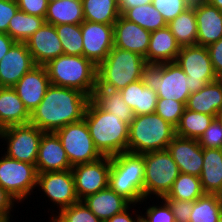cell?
<instances>
[{
    "label": "cell",
    "mask_w": 222,
    "mask_h": 222,
    "mask_svg": "<svg viewBox=\"0 0 222 222\" xmlns=\"http://www.w3.org/2000/svg\"><path fill=\"white\" fill-rule=\"evenodd\" d=\"M58 37L66 55L83 56L81 24L55 25Z\"/></svg>",
    "instance_id": "obj_38"
},
{
    "label": "cell",
    "mask_w": 222,
    "mask_h": 222,
    "mask_svg": "<svg viewBox=\"0 0 222 222\" xmlns=\"http://www.w3.org/2000/svg\"><path fill=\"white\" fill-rule=\"evenodd\" d=\"M85 21L114 24L121 13L118 0H82Z\"/></svg>",
    "instance_id": "obj_31"
},
{
    "label": "cell",
    "mask_w": 222,
    "mask_h": 222,
    "mask_svg": "<svg viewBox=\"0 0 222 222\" xmlns=\"http://www.w3.org/2000/svg\"><path fill=\"white\" fill-rule=\"evenodd\" d=\"M175 136V127L158 114L137 115L129 125L127 152L144 154L166 150Z\"/></svg>",
    "instance_id": "obj_6"
},
{
    "label": "cell",
    "mask_w": 222,
    "mask_h": 222,
    "mask_svg": "<svg viewBox=\"0 0 222 222\" xmlns=\"http://www.w3.org/2000/svg\"><path fill=\"white\" fill-rule=\"evenodd\" d=\"M218 222H222V213L220 214V216L218 218Z\"/></svg>",
    "instance_id": "obj_56"
},
{
    "label": "cell",
    "mask_w": 222,
    "mask_h": 222,
    "mask_svg": "<svg viewBox=\"0 0 222 222\" xmlns=\"http://www.w3.org/2000/svg\"><path fill=\"white\" fill-rule=\"evenodd\" d=\"M186 108L195 112L212 115L216 118L222 108V79L206 84L188 97Z\"/></svg>",
    "instance_id": "obj_27"
},
{
    "label": "cell",
    "mask_w": 222,
    "mask_h": 222,
    "mask_svg": "<svg viewBox=\"0 0 222 222\" xmlns=\"http://www.w3.org/2000/svg\"><path fill=\"white\" fill-rule=\"evenodd\" d=\"M143 157L145 164L144 198L150 199L152 195H155L159 203V199L168 194L179 176L178 165L167 149L144 153Z\"/></svg>",
    "instance_id": "obj_8"
},
{
    "label": "cell",
    "mask_w": 222,
    "mask_h": 222,
    "mask_svg": "<svg viewBox=\"0 0 222 222\" xmlns=\"http://www.w3.org/2000/svg\"><path fill=\"white\" fill-rule=\"evenodd\" d=\"M20 11L36 15L45 19L47 14V0H16Z\"/></svg>",
    "instance_id": "obj_45"
},
{
    "label": "cell",
    "mask_w": 222,
    "mask_h": 222,
    "mask_svg": "<svg viewBox=\"0 0 222 222\" xmlns=\"http://www.w3.org/2000/svg\"><path fill=\"white\" fill-rule=\"evenodd\" d=\"M173 212L175 222H189L194 201L164 199Z\"/></svg>",
    "instance_id": "obj_44"
},
{
    "label": "cell",
    "mask_w": 222,
    "mask_h": 222,
    "mask_svg": "<svg viewBox=\"0 0 222 222\" xmlns=\"http://www.w3.org/2000/svg\"><path fill=\"white\" fill-rule=\"evenodd\" d=\"M50 222H100L101 220L96 217L86 206L83 201H79L67 208L57 212H50Z\"/></svg>",
    "instance_id": "obj_39"
},
{
    "label": "cell",
    "mask_w": 222,
    "mask_h": 222,
    "mask_svg": "<svg viewBox=\"0 0 222 222\" xmlns=\"http://www.w3.org/2000/svg\"><path fill=\"white\" fill-rule=\"evenodd\" d=\"M90 99L100 109L115 114L128 125H130L134 118L133 110L123 100L120 91L95 88Z\"/></svg>",
    "instance_id": "obj_30"
},
{
    "label": "cell",
    "mask_w": 222,
    "mask_h": 222,
    "mask_svg": "<svg viewBox=\"0 0 222 222\" xmlns=\"http://www.w3.org/2000/svg\"><path fill=\"white\" fill-rule=\"evenodd\" d=\"M143 154L122 152L111 156L108 186L130 204H142L144 198Z\"/></svg>",
    "instance_id": "obj_3"
},
{
    "label": "cell",
    "mask_w": 222,
    "mask_h": 222,
    "mask_svg": "<svg viewBox=\"0 0 222 222\" xmlns=\"http://www.w3.org/2000/svg\"><path fill=\"white\" fill-rule=\"evenodd\" d=\"M199 178L205 193L217 194L222 187V149L203 148V166Z\"/></svg>",
    "instance_id": "obj_28"
},
{
    "label": "cell",
    "mask_w": 222,
    "mask_h": 222,
    "mask_svg": "<svg viewBox=\"0 0 222 222\" xmlns=\"http://www.w3.org/2000/svg\"><path fill=\"white\" fill-rule=\"evenodd\" d=\"M16 43L7 33L0 32V60Z\"/></svg>",
    "instance_id": "obj_50"
},
{
    "label": "cell",
    "mask_w": 222,
    "mask_h": 222,
    "mask_svg": "<svg viewBox=\"0 0 222 222\" xmlns=\"http://www.w3.org/2000/svg\"><path fill=\"white\" fill-rule=\"evenodd\" d=\"M44 66L51 85L76 89L89 97L97 87V66L84 56L62 54Z\"/></svg>",
    "instance_id": "obj_4"
},
{
    "label": "cell",
    "mask_w": 222,
    "mask_h": 222,
    "mask_svg": "<svg viewBox=\"0 0 222 222\" xmlns=\"http://www.w3.org/2000/svg\"><path fill=\"white\" fill-rule=\"evenodd\" d=\"M37 188L44 192V197H47L54 207L57 205L59 211L79 202L71 169L38 173Z\"/></svg>",
    "instance_id": "obj_13"
},
{
    "label": "cell",
    "mask_w": 222,
    "mask_h": 222,
    "mask_svg": "<svg viewBox=\"0 0 222 222\" xmlns=\"http://www.w3.org/2000/svg\"><path fill=\"white\" fill-rule=\"evenodd\" d=\"M122 16L150 32L165 28L167 26L163 16L153 6L152 2L127 9Z\"/></svg>",
    "instance_id": "obj_34"
},
{
    "label": "cell",
    "mask_w": 222,
    "mask_h": 222,
    "mask_svg": "<svg viewBox=\"0 0 222 222\" xmlns=\"http://www.w3.org/2000/svg\"><path fill=\"white\" fill-rule=\"evenodd\" d=\"M145 58L138 53L113 47L97 66V89L120 91L142 79Z\"/></svg>",
    "instance_id": "obj_5"
},
{
    "label": "cell",
    "mask_w": 222,
    "mask_h": 222,
    "mask_svg": "<svg viewBox=\"0 0 222 222\" xmlns=\"http://www.w3.org/2000/svg\"><path fill=\"white\" fill-rule=\"evenodd\" d=\"M114 24H100L90 21L81 23L83 56L98 66L114 47Z\"/></svg>",
    "instance_id": "obj_15"
},
{
    "label": "cell",
    "mask_w": 222,
    "mask_h": 222,
    "mask_svg": "<svg viewBox=\"0 0 222 222\" xmlns=\"http://www.w3.org/2000/svg\"><path fill=\"white\" fill-rule=\"evenodd\" d=\"M142 81L157 93L158 98L172 99L185 106L191 94L188 76L176 62L146 64Z\"/></svg>",
    "instance_id": "obj_7"
},
{
    "label": "cell",
    "mask_w": 222,
    "mask_h": 222,
    "mask_svg": "<svg viewBox=\"0 0 222 222\" xmlns=\"http://www.w3.org/2000/svg\"><path fill=\"white\" fill-rule=\"evenodd\" d=\"M216 118L222 123V108L218 111Z\"/></svg>",
    "instance_id": "obj_54"
},
{
    "label": "cell",
    "mask_w": 222,
    "mask_h": 222,
    "mask_svg": "<svg viewBox=\"0 0 222 222\" xmlns=\"http://www.w3.org/2000/svg\"><path fill=\"white\" fill-rule=\"evenodd\" d=\"M187 1H189L191 4H194V3H199L205 0H187Z\"/></svg>",
    "instance_id": "obj_55"
},
{
    "label": "cell",
    "mask_w": 222,
    "mask_h": 222,
    "mask_svg": "<svg viewBox=\"0 0 222 222\" xmlns=\"http://www.w3.org/2000/svg\"><path fill=\"white\" fill-rule=\"evenodd\" d=\"M198 142L202 148L222 149V123L214 118Z\"/></svg>",
    "instance_id": "obj_43"
},
{
    "label": "cell",
    "mask_w": 222,
    "mask_h": 222,
    "mask_svg": "<svg viewBox=\"0 0 222 222\" xmlns=\"http://www.w3.org/2000/svg\"><path fill=\"white\" fill-rule=\"evenodd\" d=\"M44 131L34 125H12L0 130V139L6 141L4 154L12 159L36 164L39 143Z\"/></svg>",
    "instance_id": "obj_12"
},
{
    "label": "cell",
    "mask_w": 222,
    "mask_h": 222,
    "mask_svg": "<svg viewBox=\"0 0 222 222\" xmlns=\"http://www.w3.org/2000/svg\"><path fill=\"white\" fill-rule=\"evenodd\" d=\"M150 34V31L120 15L113 25L114 47L132 51L145 57L149 46Z\"/></svg>",
    "instance_id": "obj_21"
},
{
    "label": "cell",
    "mask_w": 222,
    "mask_h": 222,
    "mask_svg": "<svg viewBox=\"0 0 222 222\" xmlns=\"http://www.w3.org/2000/svg\"><path fill=\"white\" fill-rule=\"evenodd\" d=\"M222 205L216 194L205 193L193 203L189 222H218Z\"/></svg>",
    "instance_id": "obj_37"
},
{
    "label": "cell",
    "mask_w": 222,
    "mask_h": 222,
    "mask_svg": "<svg viewBox=\"0 0 222 222\" xmlns=\"http://www.w3.org/2000/svg\"><path fill=\"white\" fill-rule=\"evenodd\" d=\"M180 173L199 177L203 166V148L197 139L175 136L167 146Z\"/></svg>",
    "instance_id": "obj_18"
},
{
    "label": "cell",
    "mask_w": 222,
    "mask_h": 222,
    "mask_svg": "<svg viewBox=\"0 0 222 222\" xmlns=\"http://www.w3.org/2000/svg\"><path fill=\"white\" fill-rule=\"evenodd\" d=\"M25 43L35 65L44 66L64 54L55 26L48 23H44Z\"/></svg>",
    "instance_id": "obj_17"
},
{
    "label": "cell",
    "mask_w": 222,
    "mask_h": 222,
    "mask_svg": "<svg viewBox=\"0 0 222 222\" xmlns=\"http://www.w3.org/2000/svg\"><path fill=\"white\" fill-rule=\"evenodd\" d=\"M82 201L101 221L112 218L130 205L126 199L118 195L109 186L95 194L87 196Z\"/></svg>",
    "instance_id": "obj_25"
},
{
    "label": "cell",
    "mask_w": 222,
    "mask_h": 222,
    "mask_svg": "<svg viewBox=\"0 0 222 222\" xmlns=\"http://www.w3.org/2000/svg\"><path fill=\"white\" fill-rule=\"evenodd\" d=\"M180 49L174 35L166 26L151 32L147 55L144 58L147 64L175 62Z\"/></svg>",
    "instance_id": "obj_23"
},
{
    "label": "cell",
    "mask_w": 222,
    "mask_h": 222,
    "mask_svg": "<svg viewBox=\"0 0 222 222\" xmlns=\"http://www.w3.org/2000/svg\"><path fill=\"white\" fill-rule=\"evenodd\" d=\"M214 118L212 115L195 112L185 107L175 127L176 136L198 140Z\"/></svg>",
    "instance_id": "obj_33"
},
{
    "label": "cell",
    "mask_w": 222,
    "mask_h": 222,
    "mask_svg": "<svg viewBox=\"0 0 222 222\" xmlns=\"http://www.w3.org/2000/svg\"><path fill=\"white\" fill-rule=\"evenodd\" d=\"M35 167L37 173L65 171L72 168L62 143L55 132L43 133Z\"/></svg>",
    "instance_id": "obj_20"
},
{
    "label": "cell",
    "mask_w": 222,
    "mask_h": 222,
    "mask_svg": "<svg viewBox=\"0 0 222 222\" xmlns=\"http://www.w3.org/2000/svg\"><path fill=\"white\" fill-rule=\"evenodd\" d=\"M185 107L186 106L182 102L158 98L155 113L161 116L166 122L176 127Z\"/></svg>",
    "instance_id": "obj_40"
},
{
    "label": "cell",
    "mask_w": 222,
    "mask_h": 222,
    "mask_svg": "<svg viewBox=\"0 0 222 222\" xmlns=\"http://www.w3.org/2000/svg\"><path fill=\"white\" fill-rule=\"evenodd\" d=\"M55 133L59 137L72 167L95 162L103 157L96 148L84 119L70 123L56 130Z\"/></svg>",
    "instance_id": "obj_10"
},
{
    "label": "cell",
    "mask_w": 222,
    "mask_h": 222,
    "mask_svg": "<svg viewBox=\"0 0 222 222\" xmlns=\"http://www.w3.org/2000/svg\"><path fill=\"white\" fill-rule=\"evenodd\" d=\"M217 198L219 199L220 204L222 205V187L221 189L217 192Z\"/></svg>",
    "instance_id": "obj_53"
},
{
    "label": "cell",
    "mask_w": 222,
    "mask_h": 222,
    "mask_svg": "<svg viewBox=\"0 0 222 222\" xmlns=\"http://www.w3.org/2000/svg\"><path fill=\"white\" fill-rule=\"evenodd\" d=\"M31 113L13 87H0V130L12 125L29 124Z\"/></svg>",
    "instance_id": "obj_24"
},
{
    "label": "cell",
    "mask_w": 222,
    "mask_h": 222,
    "mask_svg": "<svg viewBox=\"0 0 222 222\" xmlns=\"http://www.w3.org/2000/svg\"><path fill=\"white\" fill-rule=\"evenodd\" d=\"M90 97L67 87L50 85L40 104L31 112L30 124L44 132L56 130L84 118Z\"/></svg>",
    "instance_id": "obj_1"
},
{
    "label": "cell",
    "mask_w": 222,
    "mask_h": 222,
    "mask_svg": "<svg viewBox=\"0 0 222 222\" xmlns=\"http://www.w3.org/2000/svg\"><path fill=\"white\" fill-rule=\"evenodd\" d=\"M213 65L214 71L219 78L222 77V38L206 47Z\"/></svg>",
    "instance_id": "obj_48"
},
{
    "label": "cell",
    "mask_w": 222,
    "mask_h": 222,
    "mask_svg": "<svg viewBox=\"0 0 222 222\" xmlns=\"http://www.w3.org/2000/svg\"><path fill=\"white\" fill-rule=\"evenodd\" d=\"M136 207L135 204H130L125 210H123L120 213H117L116 215H114L112 218L106 220V222H141V214L139 210L134 209V207ZM135 211H131L130 209H132ZM129 211H131V213H129ZM137 211V212H136ZM134 213V214H132ZM136 213H140V214H136ZM134 215V216H131Z\"/></svg>",
    "instance_id": "obj_49"
},
{
    "label": "cell",
    "mask_w": 222,
    "mask_h": 222,
    "mask_svg": "<svg viewBox=\"0 0 222 222\" xmlns=\"http://www.w3.org/2000/svg\"><path fill=\"white\" fill-rule=\"evenodd\" d=\"M90 136L103 156H114L127 151L129 125L115 114L100 109L91 99L84 118Z\"/></svg>",
    "instance_id": "obj_2"
},
{
    "label": "cell",
    "mask_w": 222,
    "mask_h": 222,
    "mask_svg": "<svg viewBox=\"0 0 222 222\" xmlns=\"http://www.w3.org/2000/svg\"><path fill=\"white\" fill-rule=\"evenodd\" d=\"M84 21L82 0H59L48 3L45 23L81 24Z\"/></svg>",
    "instance_id": "obj_29"
},
{
    "label": "cell",
    "mask_w": 222,
    "mask_h": 222,
    "mask_svg": "<svg viewBox=\"0 0 222 222\" xmlns=\"http://www.w3.org/2000/svg\"><path fill=\"white\" fill-rule=\"evenodd\" d=\"M35 65L25 42H16L0 60V87H13Z\"/></svg>",
    "instance_id": "obj_16"
},
{
    "label": "cell",
    "mask_w": 222,
    "mask_h": 222,
    "mask_svg": "<svg viewBox=\"0 0 222 222\" xmlns=\"http://www.w3.org/2000/svg\"><path fill=\"white\" fill-rule=\"evenodd\" d=\"M44 23V18L18 10L10 20L7 34L16 42H25Z\"/></svg>",
    "instance_id": "obj_35"
},
{
    "label": "cell",
    "mask_w": 222,
    "mask_h": 222,
    "mask_svg": "<svg viewBox=\"0 0 222 222\" xmlns=\"http://www.w3.org/2000/svg\"><path fill=\"white\" fill-rule=\"evenodd\" d=\"M180 47L196 45L197 23L194 7L191 5L167 24Z\"/></svg>",
    "instance_id": "obj_32"
},
{
    "label": "cell",
    "mask_w": 222,
    "mask_h": 222,
    "mask_svg": "<svg viewBox=\"0 0 222 222\" xmlns=\"http://www.w3.org/2000/svg\"><path fill=\"white\" fill-rule=\"evenodd\" d=\"M159 205L154 204L147 207L146 212L141 215L142 222H175V218L171 207L169 204L163 199L160 198Z\"/></svg>",
    "instance_id": "obj_42"
},
{
    "label": "cell",
    "mask_w": 222,
    "mask_h": 222,
    "mask_svg": "<svg viewBox=\"0 0 222 222\" xmlns=\"http://www.w3.org/2000/svg\"><path fill=\"white\" fill-rule=\"evenodd\" d=\"M205 192L199 177L180 173L174 181L171 190L163 199H176L184 201H196Z\"/></svg>",
    "instance_id": "obj_36"
},
{
    "label": "cell",
    "mask_w": 222,
    "mask_h": 222,
    "mask_svg": "<svg viewBox=\"0 0 222 222\" xmlns=\"http://www.w3.org/2000/svg\"><path fill=\"white\" fill-rule=\"evenodd\" d=\"M110 169V156H103L95 162L78 164L71 168L79 201L108 187Z\"/></svg>",
    "instance_id": "obj_14"
},
{
    "label": "cell",
    "mask_w": 222,
    "mask_h": 222,
    "mask_svg": "<svg viewBox=\"0 0 222 222\" xmlns=\"http://www.w3.org/2000/svg\"><path fill=\"white\" fill-rule=\"evenodd\" d=\"M152 0H118V6L121 15L130 8H134L139 5H145L151 3Z\"/></svg>",
    "instance_id": "obj_51"
},
{
    "label": "cell",
    "mask_w": 222,
    "mask_h": 222,
    "mask_svg": "<svg viewBox=\"0 0 222 222\" xmlns=\"http://www.w3.org/2000/svg\"><path fill=\"white\" fill-rule=\"evenodd\" d=\"M50 85L45 66L36 65L13 88L31 113L40 104Z\"/></svg>",
    "instance_id": "obj_19"
},
{
    "label": "cell",
    "mask_w": 222,
    "mask_h": 222,
    "mask_svg": "<svg viewBox=\"0 0 222 222\" xmlns=\"http://www.w3.org/2000/svg\"><path fill=\"white\" fill-rule=\"evenodd\" d=\"M197 23V45L204 47L222 38V12L206 1L191 4Z\"/></svg>",
    "instance_id": "obj_22"
},
{
    "label": "cell",
    "mask_w": 222,
    "mask_h": 222,
    "mask_svg": "<svg viewBox=\"0 0 222 222\" xmlns=\"http://www.w3.org/2000/svg\"><path fill=\"white\" fill-rule=\"evenodd\" d=\"M19 10L16 0H0V32L7 33L11 18Z\"/></svg>",
    "instance_id": "obj_46"
},
{
    "label": "cell",
    "mask_w": 222,
    "mask_h": 222,
    "mask_svg": "<svg viewBox=\"0 0 222 222\" xmlns=\"http://www.w3.org/2000/svg\"><path fill=\"white\" fill-rule=\"evenodd\" d=\"M208 4L217 7L222 12V0H205Z\"/></svg>",
    "instance_id": "obj_52"
},
{
    "label": "cell",
    "mask_w": 222,
    "mask_h": 222,
    "mask_svg": "<svg viewBox=\"0 0 222 222\" xmlns=\"http://www.w3.org/2000/svg\"><path fill=\"white\" fill-rule=\"evenodd\" d=\"M152 4L167 24L191 6L187 0H152Z\"/></svg>",
    "instance_id": "obj_41"
},
{
    "label": "cell",
    "mask_w": 222,
    "mask_h": 222,
    "mask_svg": "<svg viewBox=\"0 0 222 222\" xmlns=\"http://www.w3.org/2000/svg\"><path fill=\"white\" fill-rule=\"evenodd\" d=\"M48 3H51V2H55V1H59V0H47Z\"/></svg>",
    "instance_id": "obj_57"
},
{
    "label": "cell",
    "mask_w": 222,
    "mask_h": 222,
    "mask_svg": "<svg viewBox=\"0 0 222 222\" xmlns=\"http://www.w3.org/2000/svg\"><path fill=\"white\" fill-rule=\"evenodd\" d=\"M37 170L34 164L0 157V186L18 202H24L37 187Z\"/></svg>",
    "instance_id": "obj_9"
},
{
    "label": "cell",
    "mask_w": 222,
    "mask_h": 222,
    "mask_svg": "<svg viewBox=\"0 0 222 222\" xmlns=\"http://www.w3.org/2000/svg\"><path fill=\"white\" fill-rule=\"evenodd\" d=\"M17 201L5 189L0 186V222H11V211Z\"/></svg>",
    "instance_id": "obj_47"
},
{
    "label": "cell",
    "mask_w": 222,
    "mask_h": 222,
    "mask_svg": "<svg viewBox=\"0 0 222 222\" xmlns=\"http://www.w3.org/2000/svg\"><path fill=\"white\" fill-rule=\"evenodd\" d=\"M175 62L188 76L190 93L197 92L206 84L219 79L214 71L208 50L204 46L196 44L181 47Z\"/></svg>",
    "instance_id": "obj_11"
},
{
    "label": "cell",
    "mask_w": 222,
    "mask_h": 222,
    "mask_svg": "<svg viewBox=\"0 0 222 222\" xmlns=\"http://www.w3.org/2000/svg\"><path fill=\"white\" fill-rule=\"evenodd\" d=\"M123 100L133 110L134 116L155 113L157 93L146 86L142 79L120 90Z\"/></svg>",
    "instance_id": "obj_26"
}]
</instances>
